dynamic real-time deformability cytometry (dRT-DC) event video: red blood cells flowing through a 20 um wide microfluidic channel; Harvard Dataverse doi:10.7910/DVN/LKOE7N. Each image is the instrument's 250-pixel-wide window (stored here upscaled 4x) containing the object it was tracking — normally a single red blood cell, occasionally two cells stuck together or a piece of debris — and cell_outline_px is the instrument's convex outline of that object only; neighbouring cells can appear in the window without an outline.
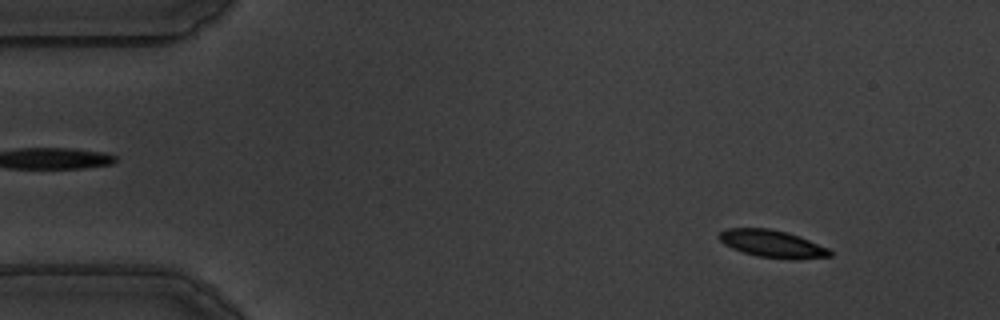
{"species": "common noctule bat (a hibernating species)", "species_latin": "Nyctalus noctula", "temperature_condition": "warm", "stored_images_in_passage": 55, "camera_frame_rate_fps": 3000, "um_per_image_px": 0.085, "animal": {"sex": "male", "body_mass_g": 19.5, "forearm_length_mm": 54.6}, "frame": {"image": 1, "passage_image": 5, "time_ms": 1.333, "image_size_px": [1000, 320], "cell_outline_px": [[832, 256], [796, 260], [792, 260], [756, 256], [732, 248], [724, 244], [716, 236], [724, 228], [768, 228], [788, 232], [828, 248], [832, 252]], "centroid_in_image_um": [65.62, 20.72], "position_along_channel_um": 19.4, "area_um2": 17.8}}
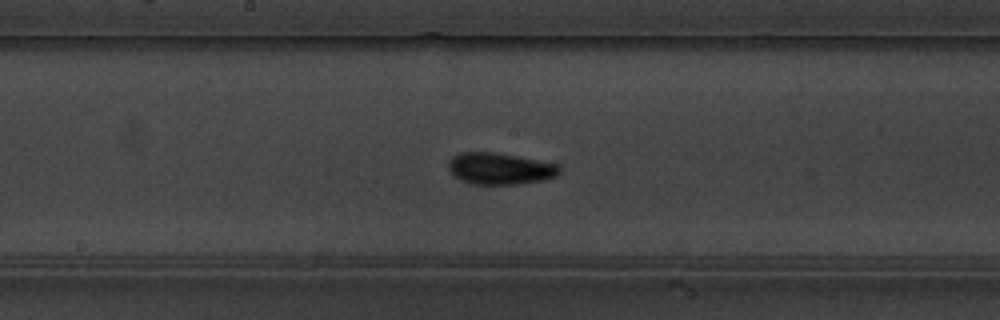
{"frame": {"image": 2, "passage_image": 28, "time_ms": 9.0, "image_size_px": [1000, 320], "cell_outline_px": [[560, 172], [556, 176], [544, 180], [516, 184], [472, 184], [460, 180], [448, 168], [448, 160], [452, 156], [460, 152], [492, 152], [516, 156], [560, 164]], "centroid_in_image_um": [42.49, 14.33], "position_along_channel_um": 205.7, "area_um2": 20.46}}
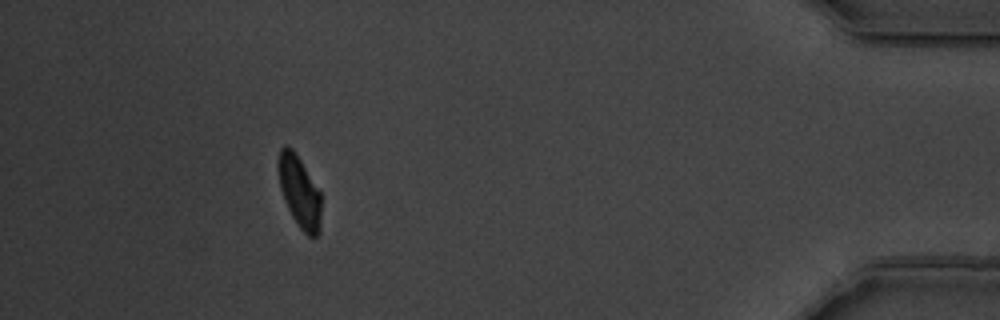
{"frame": {"image": 3, "passage_image": 50, "time_ms": 16.333, "image_size_px": [1000, 320], "cell_outline_px": [[320, 232], [316, 236], [308, 236], [300, 228], [292, 216], [284, 200], [280, 188], [276, 164], [276, 160], [280, 148], [288, 144], [292, 148], [300, 160], [320, 192]], "centroid_in_image_um": [25.41, 16.26], "position_along_channel_um": 409.8, "area_um2": 17.92}, "authors_computed_cell_mechanics": {"area_um2": 18.6116, "velocity_mm_per_s": 3.5659, "shape_relaxation_time_tau1_ms": 2.8071, "shape_relaxation_time_tau2_ms": 1.8095, "deformation_change_tau1": 0.1209, "deformation_change_tau2": 0.075}}